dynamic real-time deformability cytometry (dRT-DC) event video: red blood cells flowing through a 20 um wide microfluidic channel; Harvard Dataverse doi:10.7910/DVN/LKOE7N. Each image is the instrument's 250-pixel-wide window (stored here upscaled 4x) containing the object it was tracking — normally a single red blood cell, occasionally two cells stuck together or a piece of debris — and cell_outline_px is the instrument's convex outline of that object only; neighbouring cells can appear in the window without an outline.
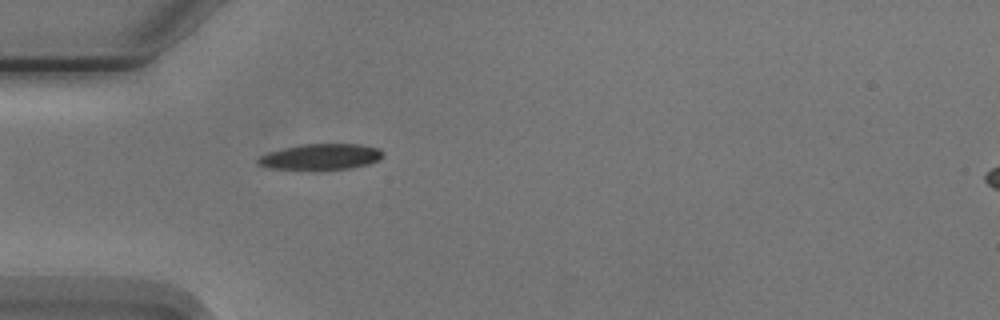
{"species": "Egyptian fruit bat (a non-hibernating species)", "species_latin": "Rousettus aegyptiacus", "temperature_condition": "cold", "stored_images_in_passage": 4, "camera_frame_rate_fps": 3000, "um_per_image_px": 0.085, "animal": {"sex": "male"}, "frame": {"image": 1, "passage_image": 4, "time_ms": 4.333, "image_size_px": [1000, 320], "cell_outline_px": [[384, 156], [380, 160], [368, 164], [352, 168], [272, 168], [260, 164], [256, 160], [260, 156], [268, 152], [300, 144], [360, 144], [380, 148], [384, 152]], "centroid_in_image_um": [27.36, 13.29], "position_along_channel_um": 57.6, "area_um2": 18.44}}